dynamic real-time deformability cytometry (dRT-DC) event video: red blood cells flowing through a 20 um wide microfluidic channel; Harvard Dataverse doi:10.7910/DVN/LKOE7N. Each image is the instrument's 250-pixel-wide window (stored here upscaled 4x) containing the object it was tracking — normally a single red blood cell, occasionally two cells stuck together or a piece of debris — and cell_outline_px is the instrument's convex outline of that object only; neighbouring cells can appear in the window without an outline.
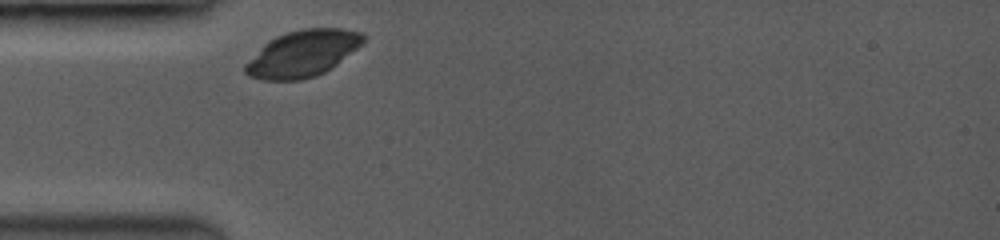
{"species": "common noctule bat (a hibernating species)", "species_latin": "Nyctalus noctula", "temperature_condition": "room temperature", "stored_images_in_passage": 30, "camera_frame_rate_fps": 3500, "um_per_image_px": 0.085, "animal": {"sex": "female", "body_mass_g": 19.0, "forearm_length_mm": 53.3}, "frame": {"image": 1, "passage_image": 1, "time_ms": 0.0, "image_size_px": [1000, 240], "cell_outline_px": [[368, 40], [336, 64], [324, 72], [316, 76], [300, 80], [264, 80], [248, 76], [244, 72], [244, 64], [268, 40], [276, 36], [288, 32], [304, 28], [340, 28], [360, 32], [368, 36]], "centroid_in_image_um": [25.73, 4.54], "position_along_channel_um": 59.3, "area_um2": 31.96}}
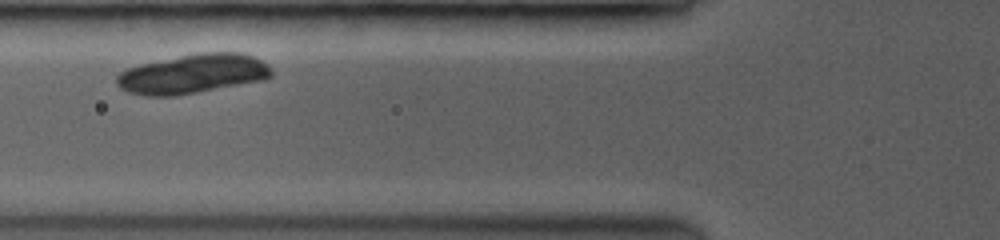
{"frame": {"image": 2, "passage_image": 6, "time_ms": 1.429, "image_size_px": [1000, 240], "cell_outline_px": [[272, 76], [264, 80], [172, 96], [148, 96], [128, 92], [120, 88], [116, 84], [116, 76], [120, 72], [128, 68], [140, 64], [196, 52], [240, 52], [252, 56], [268, 64], [272, 68]], "centroid_in_image_um": [16.38, 6.26], "position_along_channel_um": 109.4, "area_um2": 35.49}}